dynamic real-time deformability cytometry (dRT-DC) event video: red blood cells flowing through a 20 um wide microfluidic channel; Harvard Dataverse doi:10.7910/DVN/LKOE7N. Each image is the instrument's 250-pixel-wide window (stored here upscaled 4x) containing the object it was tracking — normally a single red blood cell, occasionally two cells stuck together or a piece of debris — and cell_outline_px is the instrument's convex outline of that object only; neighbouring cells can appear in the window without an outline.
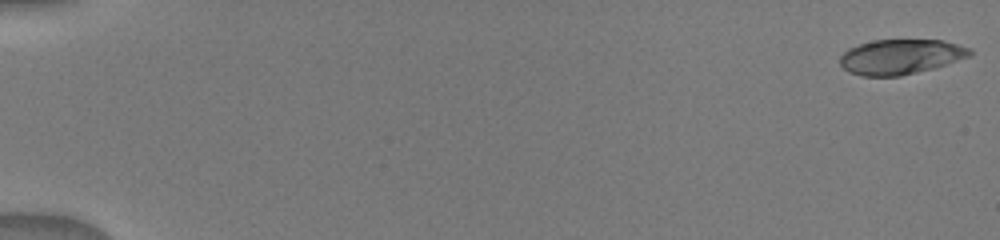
{"species": "human", "species_latin": "Homo sapiens", "temperature_condition": "warm", "stored_images_in_passage": 9, "camera_frame_rate_fps": 3000, "um_per_image_px": 0.085, "donor": {"sex": "male"}, "frame": {"image": 1, "passage_image": 1, "time_ms": 0.0, "image_size_px": [1000, 240], "cell_outline_px": [[972, 56], [932, 68], [900, 76], [860, 76], [848, 72], [840, 64], [840, 56], [848, 48], [860, 44], [876, 40], [944, 40], [972, 48]], "centroid_in_image_um": [76.56, 4.82], "position_along_channel_um": 8.4, "area_um2": 26.47}}
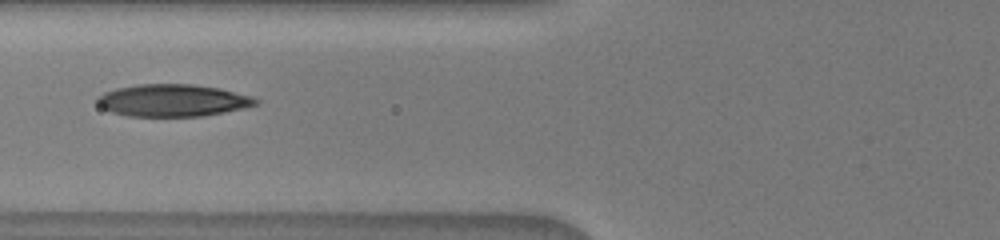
{"frame": {"image": 2, "passage_image": 8, "time_ms": 7.0, "image_size_px": [1000, 240], "cell_outline_px": [[260, 104], [244, 108], [204, 116], [128, 116], [112, 112], [104, 108], [96, 100], [96, 96], [104, 92], [116, 88], [136, 84], [192, 84], [220, 88], [252, 96], [260, 100]], "centroid_in_image_um": [14.71, 8.53], "position_along_channel_um": 111.1, "area_um2": 29.88}}
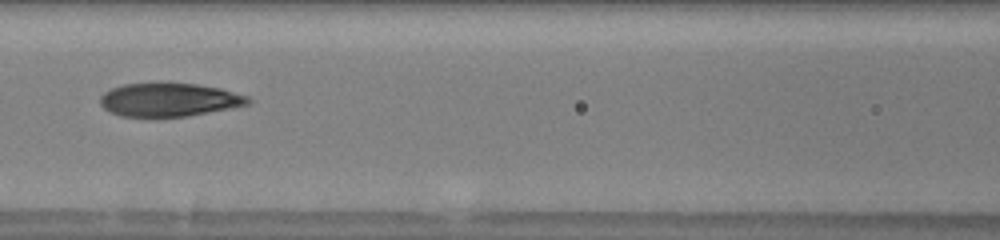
{"frame": {"image": 3, "passage_image": 9, "time_ms": 8.0, "image_size_px": [1000, 240], "cell_outline_px": [[252, 100], [248, 104], [188, 116], [120, 116], [108, 112], [100, 104], [100, 96], [104, 92], [112, 88], [124, 84], [196, 84], [220, 88], [248, 96]], "centroid_in_image_um": [14.34, 8.48], "position_along_channel_um": 152.3, "area_um2": 28.32}}